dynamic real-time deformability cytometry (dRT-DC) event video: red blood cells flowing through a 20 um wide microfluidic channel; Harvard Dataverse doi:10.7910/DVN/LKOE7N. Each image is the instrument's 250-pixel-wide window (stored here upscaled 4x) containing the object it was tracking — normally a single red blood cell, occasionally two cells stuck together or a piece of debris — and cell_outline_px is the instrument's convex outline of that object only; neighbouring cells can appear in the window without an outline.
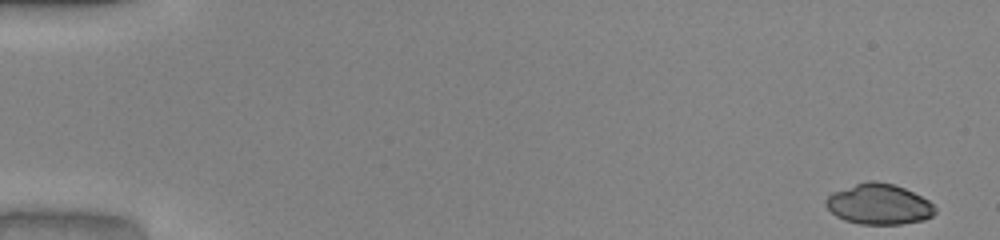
{"species": "common noctule bat (a hibernating species)", "species_latin": "Nyctalus noctula", "temperature_condition": "warm", "stored_images_in_passage": 50, "camera_frame_rate_fps": 3000, "um_per_image_px": 0.085, "animal": {"sex": "male", "body_mass_g": 20.0, "forearm_length_mm": 53.3}, "frame": {"image": 1, "passage_image": 1, "time_ms": 0.0, "image_size_px": [1000, 240], "cell_outline_px": [[936, 212], [932, 216], [924, 220], [900, 224], [860, 224], [844, 220], [836, 216], [824, 204], [824, 200], [832, 192], [868, 180], [876, 180], [892, 184], [904, 188], [928, 200], [936, 208]], "centroid_in_image_um": [74.69, 17.36], "position_along_channel_um": 10.3, "area_um2": 25.78}}
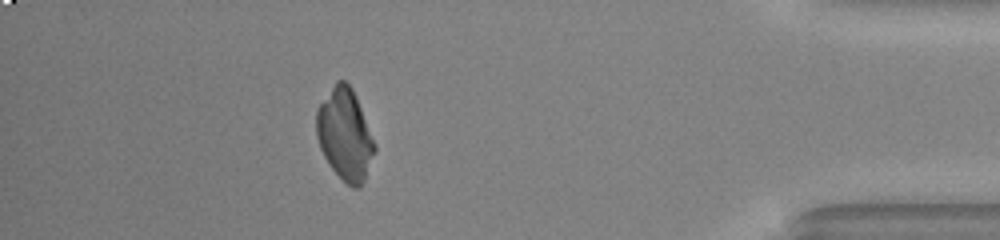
{"frame": {"image": 2, "passage_image": 45, "time_ms": 14.667, "image_size_px": [1000, 240], "cell_outline_px": [[376, 152], [364, 180], [360, 188], [352, 188], [328, 164], [320, 148], [316, 136], [316, 108], [336, 80], [344, 80], [352, 88], [356, 96], [376, 144]], "centroid_in_image_um": [29.32, 11.42], "position_along_channel_um": 405.9, "area_um2": 31.15}}